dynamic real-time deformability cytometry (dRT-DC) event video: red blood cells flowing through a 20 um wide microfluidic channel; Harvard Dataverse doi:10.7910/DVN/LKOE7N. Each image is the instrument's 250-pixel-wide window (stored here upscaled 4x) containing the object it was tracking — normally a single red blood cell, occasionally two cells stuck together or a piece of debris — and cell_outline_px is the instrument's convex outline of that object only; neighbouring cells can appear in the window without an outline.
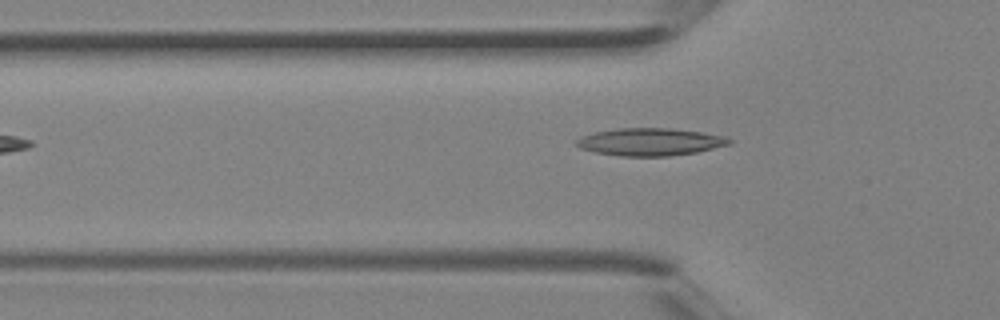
{"species": "Egyptian fruit bat (a non-hibernating species)", "species_latin": "Rousettus aegyptiacus", "temperature_condition": "room temperature", "stored_images_in_passage": 3, "camera_frame_rate_fps": 3000, "um_per_image_px": 0.085, "animal": {"sex": "female"}, "frame": {"image": 1, "passage_image": 3, "time_ms": 0.667, "image_size_px": [1000, 320], "cell_outline_px": [[732, 144], [696, 152], [668, 156], [620, 156], [592, 152], [580, 148], [576, 144], [576, 140], [580, 136], [596, 132], [616, 128], [668, 128], [700, 132], [728, 136], [732, 140]], "centroid_in_image_um": [55.26, 12.06], "position_along_channel_um": 70.5, "area_um2": 24.62}}